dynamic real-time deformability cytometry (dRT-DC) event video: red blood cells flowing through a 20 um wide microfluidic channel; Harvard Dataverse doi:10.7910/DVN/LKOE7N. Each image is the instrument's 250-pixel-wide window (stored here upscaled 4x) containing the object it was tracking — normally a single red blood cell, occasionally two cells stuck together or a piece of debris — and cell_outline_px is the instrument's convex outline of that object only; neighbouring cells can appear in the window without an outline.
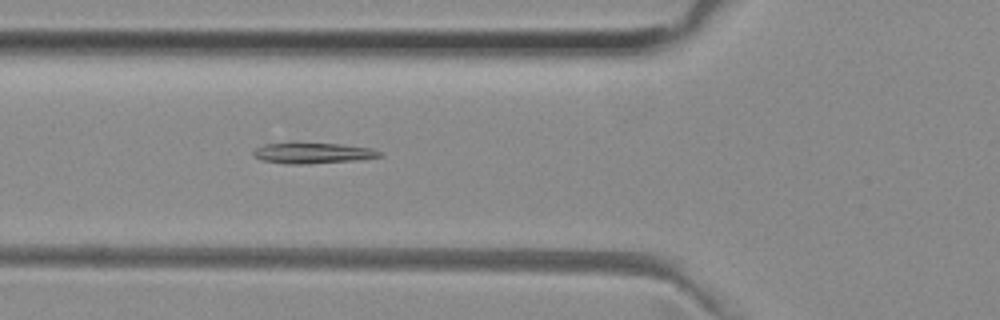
{"species": "common noctule bat (a hibernating species)", "species_latin": "Nyctalus noctula", "temperature_condition": "room temperature", "stored_images_in_passage": 35, "camera_frame_rate_fps": 3000, "um_per_image_px": 0.085, "animal": {"sex": "female", "body_mass_g": 29.2, "forearm_length_mm": 56.3}, "frame": {"image": 1, "passage_image": 4, "time_ms": 1.0, "image_size_px": [1000, 320], "cell_outline_px": [[384, 156], [356, 160], [308, 164], [288, 164], [260, 160], [252, 156], [252, 152], [256, 148], [264, 144], [292, 140], [340, 144], [372, 148], [380, 152]], "centroid_in_image_um": [26.5, 12.97], "position_along_channel_um": 99.3, "area_um2": 16.13}}
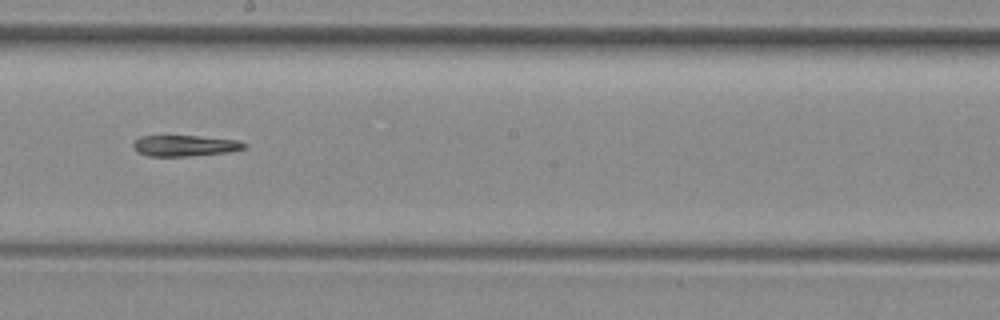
{"frame": {"image": 2, "passage_image": 14, "time_ms": 4.333, "image_size_px": [1000, 320], "cell_outline_px": [[248, 144], [244, 148], [228, 152], [188, 156], [148, 156], [136, 152], [132, 144], [140, 136], [200, 136], [240, 140]], "centroid_in_image_um": [15.72, 12.38], "position_along_channel_um": 232.5, "area_um2": 13.64}}
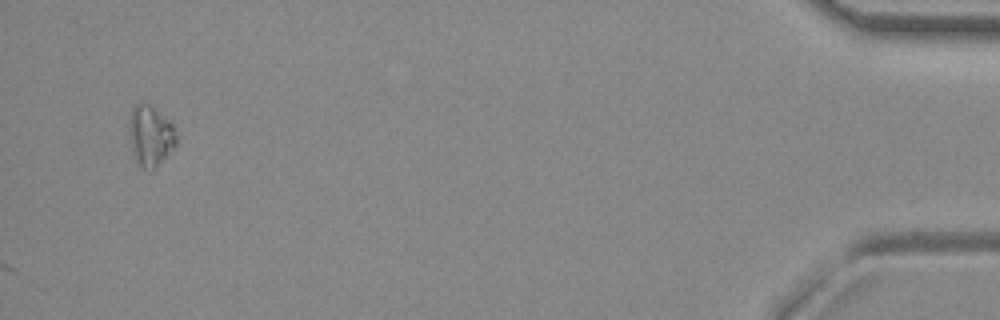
{"frame": {"image": 3, "passage_image": 35, "time_ms": 11.333, "image_size_px": [1000, 320], "cell_outline_px": [[176, 144], [152, 168], [144, 168], [132, 156], [128, 132], [128, 120], [132, 108], [140, 100], [148, 104], [168, 120], [172, 124], [176, 136]], "centroid_in_image_um": [12.71, 11.47], "position_along_channel_um": 422.5, "area_um2": 16.3}}